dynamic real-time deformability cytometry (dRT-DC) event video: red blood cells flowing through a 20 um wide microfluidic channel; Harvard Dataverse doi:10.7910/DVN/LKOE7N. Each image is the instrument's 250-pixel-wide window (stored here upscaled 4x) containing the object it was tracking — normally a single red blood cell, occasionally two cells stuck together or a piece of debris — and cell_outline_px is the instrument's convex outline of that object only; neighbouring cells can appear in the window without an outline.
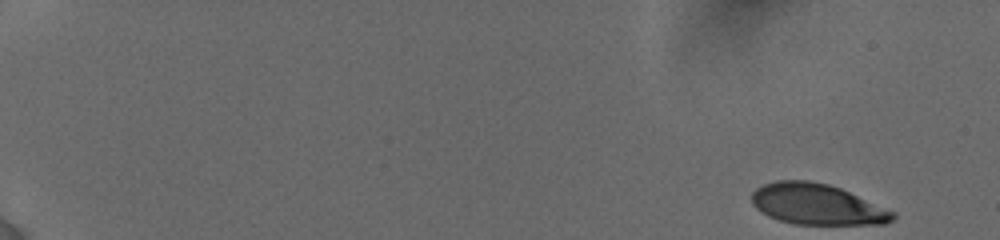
{"species": "human", "species_latin": "Homo sapiens", "temperature_condition": "cold", "stored_images_in_passage": 8, "camera_frame_rate_fps": 3000, "um_per_image_px": 0.085, "donor": {"sex": "female"}, "frame": {"image": 1, "passage_image": 1, "time_ms": 0.0, "image_size_px": [1000, 240], "cell_outline_px": [[896, 216], [892, 220], [884, 224], [792, 224], [768, 216], [756, 208], [752, 204], [752, 192], [756, 188], [764, 184], [776, 180], [808, 180], [828, 184], [840, 188], [896, 212]], "centroid_in_image_um": [69.44, 17.36], "position_along_channel_um": 15.6, "area_um2": 33.52}}
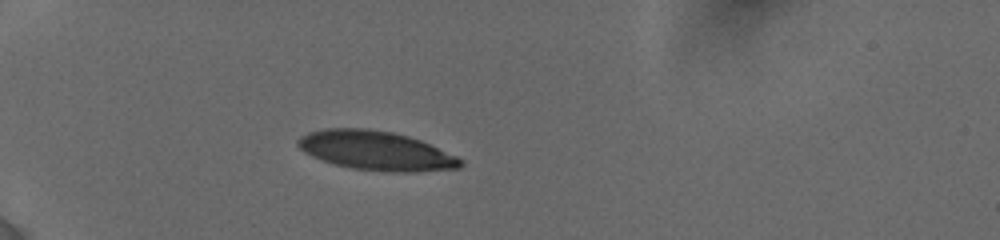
{"frame": {"image": 2, "passage_image": 6, "time_ms": 5.0, "image_size_px": [1000, 240], "cell_outline_px": [[464, 164], [460, 168], [416, 172], [388, 172], [352, 168], [332, 164], [312, 156], [304, 152], [296, 144], [296, 140], [300, 136], [308, 132], [324, 128], [368, 128], [392, 132], [408, 136], [420, 140], [456, 156], [464, 160]], "centroid_in_image_um": [31.94, 12.81], "position_along_channel_um": 53.1, "area_um2": 37.34}}
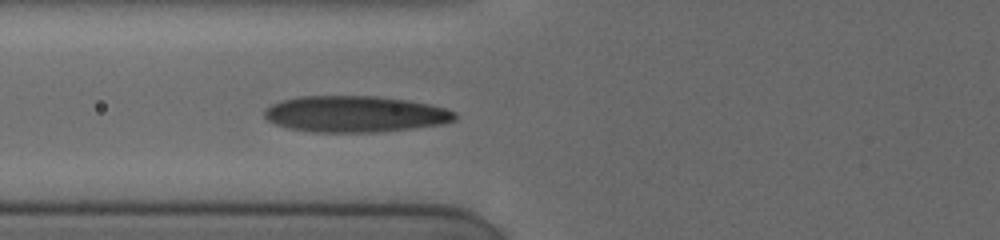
{"frame": {"image": 3, "passage_image": 8, "time_ms": 7.0, "image_size_px": [1000, 240], "cell_outline_px": [[456, 120], [444, 124], [376, 132], [312, 132], [288, 128], [276, 124], [268, 120], [264, 116], [264, 108], [272, 104], [284, 100], [300, 96], [376, 96], [408, 100], [432, 104], [456, 112]], "centroid_in_image_um": [30.19, 9.69], "position_along_channel_um": 95.6, "area_um2": 40.34}}